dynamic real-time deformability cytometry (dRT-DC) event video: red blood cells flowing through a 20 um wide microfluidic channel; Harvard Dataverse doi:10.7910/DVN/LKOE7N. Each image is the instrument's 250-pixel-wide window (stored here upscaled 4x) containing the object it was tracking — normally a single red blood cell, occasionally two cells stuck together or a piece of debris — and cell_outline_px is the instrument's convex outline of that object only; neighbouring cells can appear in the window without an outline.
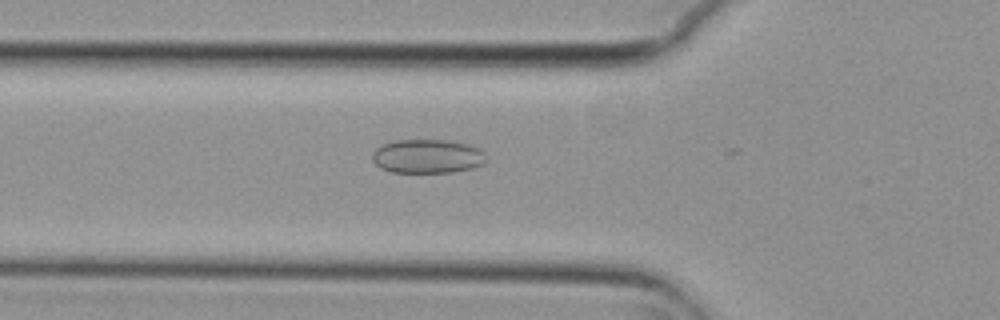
{"species": "common noctule bat (a hibernating species)", "species_latin": "Nyctalus noctula", "temperature_condition": "cold", "stored_images_in_passage": 4, "camera_frame_rate_fps": 3000, "um_per_image_px": 0.085, "animal": {"sex": "female", "body_mass_g": 29.2, "forearm_length_mm": 56.3}, "frame": {"image": 1, "passage_image": 2, "time_ms": 0.333, "image_size_px": [1000, 320], "cell_outline_px": [[488, 160], [484, 164], [472, 168], [452, 172], [392, 172], [380, 168], [372, 160], [372, 152], [376, 148], [384, 144], [396, 140], [448, 140], [468, 144], [480, 148], [484, 152]], "centroid_in_image_um": [36.36, 13.28], "position_along_channel_um": 89.4, "area_um2": 22.72}}